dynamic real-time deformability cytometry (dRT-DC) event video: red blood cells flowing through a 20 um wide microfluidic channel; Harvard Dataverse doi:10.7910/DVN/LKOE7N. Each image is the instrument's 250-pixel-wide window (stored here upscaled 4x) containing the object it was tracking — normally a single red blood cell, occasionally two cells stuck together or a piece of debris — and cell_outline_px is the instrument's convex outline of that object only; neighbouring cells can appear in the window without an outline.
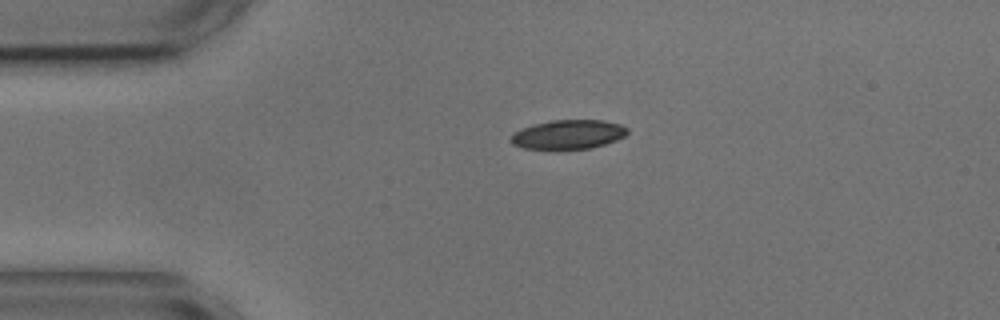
{"species": "common noctule bat (a hibernating species)", "species_latin": "Nyctalus noctula", "temperature_condition": "cold", "stored_images_in_passage": 44, "camera_frame_rate_fps": 3000, "um_per_image_px": 0.085, "animal": {"sex": "male", "body_mass_g": 17.9, "forearm_length_mm": 54.2}, "frame": {"image": 1, "passage_image": 1, "time_ms": 0.0, "image_size_px": [1000, 320], "cell_outline_px": [[628, 132], [624, 136], [616, 140], [604, 144], [588, 148], [560, 152], [524, 148], [512, 144], [512, 132], [520, 128], [532, 124], [552, 120], [604, 120], [620, 124], [628, 128]], "centroid_in_image_um": [48.25, 11.46], "position_along_channel_um": 36.7, "area_um2": 20.52}}
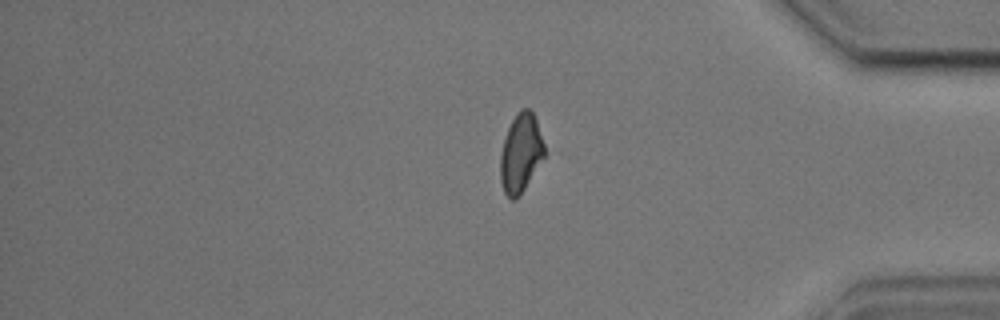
{"frame": {"image": 2, "passage_image": 35, "time_ms": 11.333, "image_size_px": [1000, 320], "cell_outline_px": [[548, 152], [520, 196], [516, 200], [512, 200], [504, 192], [500, 180], [500, 156], [504, 140], [508, 128], [516, 112], [520, 108], [528, 108], [532, 112], [536, 120]], "centroid_in_image_um": [44.29, 13.03], "position_along_channel_um": 390.9, "area_um2": 20.58}}
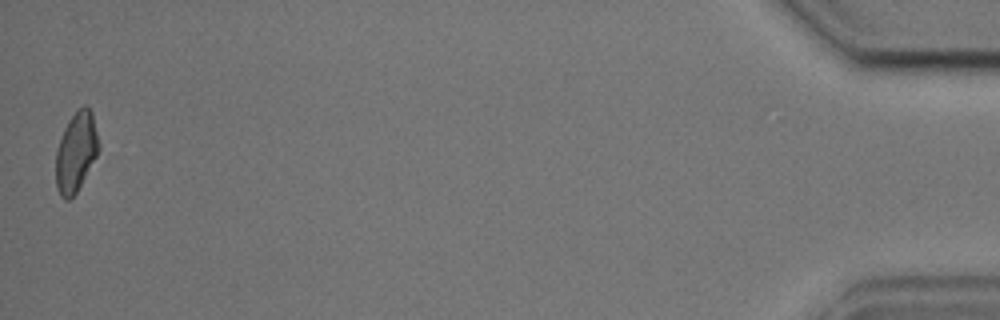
{"frame": {"image": 3, "passage_image": 44, "time_ms": 14.333, "image_size_px": [1000, 320], "cell_outline_px": [[100, 148], [96, 156], [76, 192], [68, 200], [64, 200], [60, 196], [56, 188], [56, 148], [64, 128], [68, 120], [84, 104], [92, 112]], "centroid_in_image_um": [6.44, 12.92], "position_along_channel_um": 428.8, "area_um2": 19.65}}